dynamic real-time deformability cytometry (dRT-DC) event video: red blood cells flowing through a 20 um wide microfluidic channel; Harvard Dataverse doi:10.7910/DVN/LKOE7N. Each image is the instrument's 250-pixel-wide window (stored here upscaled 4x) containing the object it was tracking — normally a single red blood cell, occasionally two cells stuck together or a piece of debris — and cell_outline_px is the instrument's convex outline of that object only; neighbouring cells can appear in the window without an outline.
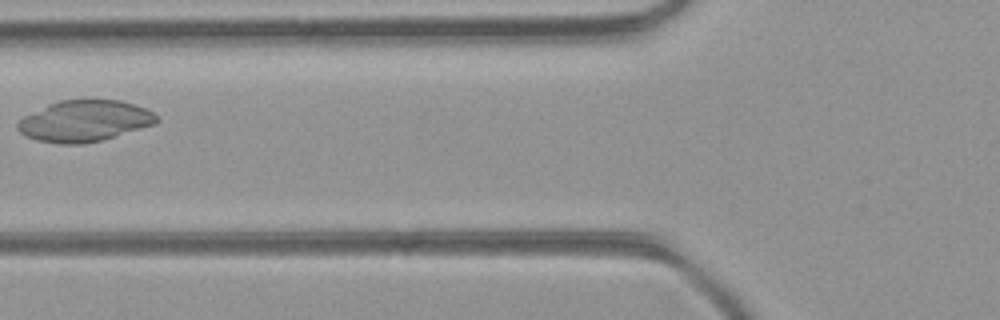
{"species": "common noctule bat (a hibernating species)", "species_latin": "Nyctalus noctula", "temperature_condition": "room temperature", "stored_images_in_passage": 6, "camera_frame_rate_fps": 3000, "um_per_image_px": 0.085, "animal": {"sex": "female", "body_mass_g": 21.9}, "frame": {"image": 1, "passage_image": 6, "time_ms": 1.667, "image_size_px": [1000, 320], "cell_outline_px": [[160, 120], [156, 124], [100, 140], [80, 144], [60, 144], [36, 140], [20, 132], [16, 128], [16, 124], [24, 116], [48, 104], [60, 100], [120, 100], [144, 108], [152, 112]], "centroid_in_image_um": [7.17, 10.28], "position_along_channel_um": 118.6, "area_um2": 33.06}}